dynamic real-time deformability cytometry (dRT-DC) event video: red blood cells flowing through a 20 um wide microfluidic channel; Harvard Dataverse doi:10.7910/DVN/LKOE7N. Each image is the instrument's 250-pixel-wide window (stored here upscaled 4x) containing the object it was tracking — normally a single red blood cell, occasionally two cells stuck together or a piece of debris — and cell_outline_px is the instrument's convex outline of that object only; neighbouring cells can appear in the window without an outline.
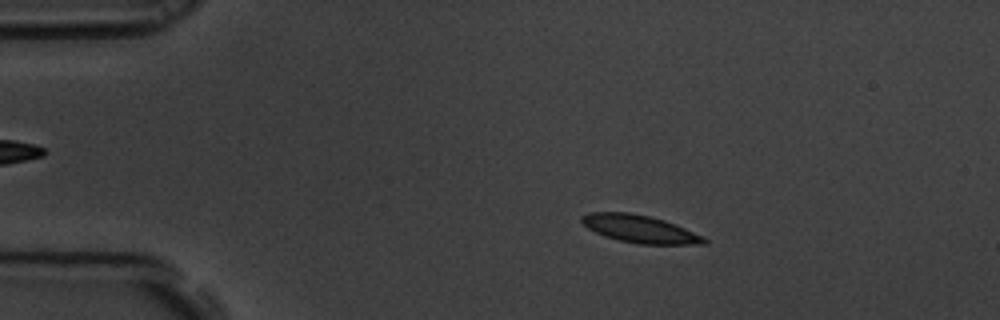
{"species": "common noctule bat (a hibernating species)", "species_latin": "Nyctalus noctula", "temperature_condition": "room temperature", "stored_images_in_passage": 57, "camera_frame_rate_fps": 3000, "um_per_image_px": 0.085, "animal": {"sex": "male", "body_mass_g": 19.5, "forearm_length_mm": 54.6}, "frame": {"image": 1, "passage_image": 9, "time_ms": 2.667, "image_size_px": [1000, 320], "cell_outline_px": [[708, 244], [636, 244], [604, 236], [588, 228], [580, 220], [580, 216], [588, 212], [632, 212], [652, 216], [676, 224], [704, 236], [708, 240]], "centroid_in_image_um": [54.4, 19.45], "position_along_channel_um": 30.6, "area_um2": 19.94}}
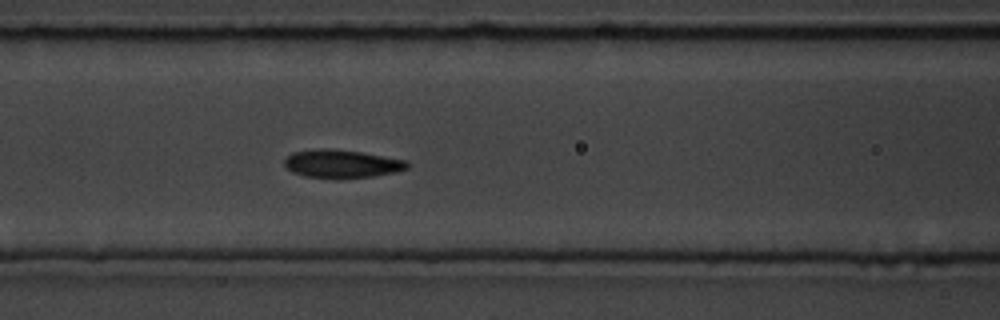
{"frame": {"image": 2, "passage_image": 23, "time_ms": 7.333, "image_size_px": [1000, 320], "cell_outline_px": [[408, 168], [396, 172], [372, 176], [340, 180], [336, 180], [304, 176], [292, 172], [284, 164], [284, 160], [292, 152], [316, 148], [328, 148], [360, 152], [408, 160]], "centroid_in_image_um": [29.03, 13.94], "position_along_channel_um": 137.6, "area_um2": 20.58}}
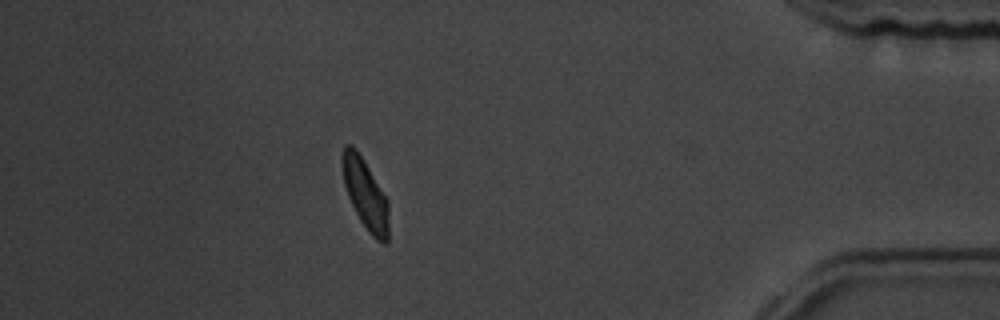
{"frame": {"image": 3, "passage_image": 50, "time_ms": 16.333, "image_size_px": [1000, 320], "cell_outline_px": [[388, 244], [384, 244], [376, 240], [368, 232], [360, 220], [348, 196], [344, 184], [340, 164], [340, 156], [344, 144], [352, 144], [356, 148], [388, 200]], "centroid_in_image_um": [31.02, 16.47], "position_along_channel_um": 404.2, "area_um2": 19.19}, "authors_computed_cell_mechanics": {"area_um2": 19.5364, "velocity_mm_per_s": 3.4709, "shape_relaxation_time_tau1_ms": 2.8818, "shape_relaxation_time_tau2_ms": 2.0486, "deformation_change_tau1": 0.1251, "deformation_change_tau2": 0.0644}}